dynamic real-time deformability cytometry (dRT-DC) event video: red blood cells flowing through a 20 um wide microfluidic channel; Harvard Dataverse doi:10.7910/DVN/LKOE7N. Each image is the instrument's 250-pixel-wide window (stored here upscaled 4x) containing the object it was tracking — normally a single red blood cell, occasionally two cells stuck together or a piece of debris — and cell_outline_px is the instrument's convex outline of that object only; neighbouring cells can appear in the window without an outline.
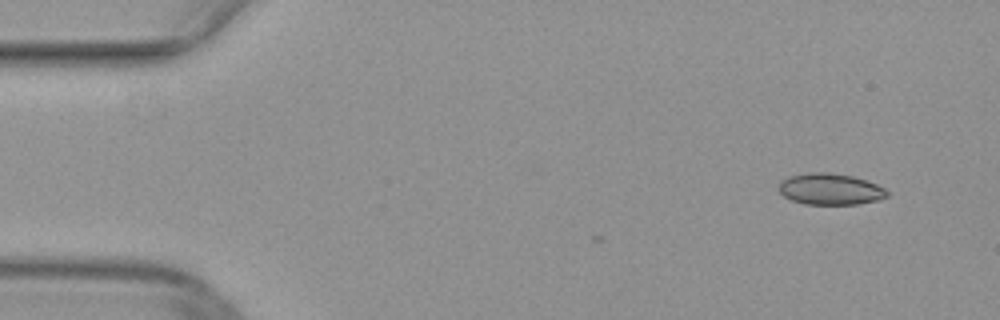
{"species": "common noctule bat (a hibernating species)", "species_latin": "Nyctalus noctula", "temperature_condition": "warm", "stored_images_in_passage": 6, "camera_frame_rate_fps": 3000, "um_per_image_px": 0.085, "animal": {"sex": "female", "body_mass_g": 29.2, "forearm_length_mm": 56.3}, "frame": {"image": 1, "passage_image": 1, "time_ms": 0.0, "image_size_px": [1000, 320], "cell_outline_px": [[888, 196], [880, 200], [856, 204], [804, 204], [792, 200], [784, 196], [776, 188], [780, 180], [788, 176], [808, 172], [828, 172], [852, 176], [868, 180], [884, 188], [888, 192]], "centroid_in_image_um": [70.54, 16.06], "position_along_channel_um": 14.5, "area_um2": 20.06}}